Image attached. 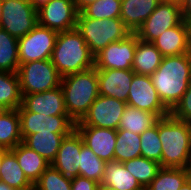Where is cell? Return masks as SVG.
Segmentation results:
<instances>
[{"instance_id": "6da1fadb", "label": "cell", "mask_w": 191, "mask_h": 190, "mask_svg": "<svg viewBox=\"0 0 191 190\" xmlns=\"http://www.w3.org/2000/svg\"><path fill=\"white\" fill-rule=\"evenodd\" d=\"M191 57L188 53L163 57L160 66L150 75L164 106L171 111L187 91Z\"/></svg>"}, {"instance_id": "d590c367", "label": "cell", "mask_w": 191, "mask_h": 190, "mask_svg": "<svg viewBox=\"0 0 191 190\" xmlns=\"http://www.w3.org/2000/svg\"><path fill=\"white\" fill-rule=\"evenodd\" d=\"M34 186L36 190H71V178L50 164Z\"/></svg>"}, {"instance_id": "484cf974", "label": "cell", "mask_w": 191, "mask_h": 190, "mask_svg": "<svg viewBox=\"0 0 191 190\" xmlns=\"http://www.w3.org/2000/svg\"><path fill=\"white\" fill-rule=\"evenodd\" d=\"M161 117L157 113L147 112L127 105L120 120L118 129H125L142 134L146 129L157 124Z\"/></svg>"}, {"instance_id": "30bf717a", "label": "cell", "mask_w": 191, "mask_h": 190, "mask_svg": "<svg viewBox=\"0 0 191 190\" xmlns=\"http://www.w3.org/2000/svg\"><path fill=\"white\" fill-rule=\"evenodd\" d=\"M127 103L114 97L99 95L75 126H94L118 130Z\"/></svg>"}, {"instance_id": "8fae6325", "label": "cell", "mask_w": 191, "mask_h": 190, "mask_svg": "<svg viewBox=\"0 0 191 190\" xmlns=\"http://www.w3.org/2000/svg\"><path fill=\"white\" fill-rule=\"evenodd\" d=\"M78 14L73 0H50L37 9L38 24L58 33L76 28Z\"/></svg>"}, {"instance_id": "3957f363", "label": "cell", "mask_w": 191, "mask_h": 190, "mask_svg": "<svg viewBox=\"0 0 191 190\" xmlns=\"http://www.w3.org/2000/svg\"><path fill=\"white\" fill-rule=\"evenodd\" d=\"M161 167L185 168L191 150V124L171 114L159 120Z\"/></svg>"}, {"instance_id": "2e32d148", "label": "cell", "mask_w": 191, "mask_h": 190, "mask_svg": "<svg viewBox=\"0 0 191 190\" xmlns=\"http://www.w3.org/2000/svg\"><path fill=\"white\" fill-rule=\"evenodd\" d=\"M84 145L105 162L114 161L117 130L94 126H75Z\"/></svg>"}, {"instance_id": "603a6c76", "label": "cell", "mask_w": 191, "mask_h": 190, "mask_svg": "<svg viewBox=\"0 0 191 190\" xmlns=\"http://www.w3.org/2000/svg\"><path fill=\"white\" fill-rule=\"evenodd\" d=\"M101 183L115 190H145L124 164L118 161L105 163Z\"/></svg>"}, {"instance_id": "1f68e13d", "label": "cell", "mask_w": 191, "mask_h": 190, "mask_svg": "<svg viewBox=\"0 0 191 190\" xmlns=\"http://www.w3.org/2000/svg\"><path fill=\"white\" fill-rule=\"evenodd\" d=\"M105 163L90 148L83 145L79 156V176L101 183Z\"/></svg>"}, {"instance_id": "b9f144b4", "label": "cell", "mask_w": 191, "mask_h": 190, "mask_svg": "<svg viewBox=\"0 0 191 190\" xmlns=\"http://www.w3.org/2000/svg\"><path fill=\"white\" fill-rule=\"evenodd\" d=\"M185 170L187 173V180L191 183V150L188 156V162L185 166Z\"/></svg>"}, {"instance_id": "ee69618b", "label": "cell", "mask_w": 191, "mask_h": 190, "mask_svg": "<svg viewBox=\"0 0 191 190\" xmlns=\"http://www.w3.org/2000/svg\"><path fill=\"white\" fill-rule=\"evenodd\" d=\"M179 190H191V183L186 180Z\"/></svg>"}, {"instance_id": "ab89813d", "label": "cell", "mask_w": 191, "mask_h": 190, "mask_svg": "<svg viewBox=\"0 0 191 190\" xmlns=\"http://www.w3.org/2000/svg\"><path fill=\"white\" fill-rule=\"evenodd\" d=\"M75 6L79 12H81L86 6L95 2L96 0H73Z\"/></svg>"}, {"instance_id": "7bdbcfd3", "label": "cell", "mask_w": 191, "mask_h": 190, "mask_svg": "<svg viewBox=\"0 0 191 190\" xmlns=\"http://www.w3.org/2000/svg\"><path fill=\"white\" fill-rule=\"evenodd\" d=\"M33 7L37 10L39 9L42 5L48 3L50 0H28Z\"/></svg>"}, {"instance_id": "7dc6e473", "label": "cell", "mask_w": 191, "mask_h": 190, "mask_svg": "<svg viewBox=\"0 0 191 190\" xmlns=\"http://www.w3.org/2000/svg\"><path fill=\"white\" fill-rule=\"evenodd\" d=\"M187 90H191V68H190V74H189V81H188V88Z\"/></svg>"}, {"instance_id": "8992f818", "label": "cell", "mask_w": 191, "mask_h": 190, "mask_svg": "<svg viewBox=\"0 0 191 190\" xmlns=\"http://www.w3.org/2000/svg\"><path fill=\"white\" fill-rule=\"evenodd\" d=\"M17 76L22 97L57 88L61 85L62 78L51 59L22 63Z\"/></svg>"}, {"instance_id": "f907efd6", "label": "cell", "mask_w": 191, "mask_h": 190, "mask_svg": "<svg viewBox=\"0 0 191 190\" xmlns=\"http://www.w3.org/2000/svg\"><path fill=\"white\" fill-rule=\"evenodd\" d=\"M6 109H4L1 105H0V115L5 111Z\"/></svg>"}, {"instance_id": "60d3db41", "label": "cell", "mask_w": 191, "mask_h": 190, "mask_svg": "<svg viewBox=\"0 0 191 190\" xmlns=\"http://www.w3.org/2000/svg\"><path fill=\"white\" fill-rule=\"evenodd\" d=\"M0 190H36L35 186L25 187V188H12L6 183L0 182Z\"/></svg>"}, {"instance_id": "9c48e42d", "label": "cell", "mask_w": 191, "mask_h": 190, "mask_svg": "<svg viewBox=\"0 0 191 190\" xmlns=\"http://www.w3.org/2000/svg\"><path fill=\"white\" fill-rule=\"evenodd\" d=\"M58 32L37 24L18 38L19 63L51 59Z\"/></svg>"}, {"instance_id": "ffe728a7", "label": "cell", "mask_w": 191, "mask_h": 190, "mask_svg": "<svg viewBox=\"0 0 191 190\" xmlns=\"http://www.w3.org/2000/svg\"><path fill=\"white\" fill-rule=\"evenodd\" d=\"M162 0H121L120 19L131 33H136Z\"/></svg>"}, {"instance_id": "836d02e7", "label": "cell", "mask_w": 191, "mask_h": 190, "mask_svg": "<svg viewBox=\"0 0 191 190\" xmlns=\"http://www.w3.org/2000/svg\"><path fill=\"white\" fill-rule=\"evenodd\" d=\"M141 157L158 162L161 166L162 144L159 139V121L140 134Z\"/></svg>"}, {"instance_id": "681fc988", "label": "cell", "mask_w": 191, "mask_h": 190, "mask_svg": "<svg viewBox=\"0 0 191 190\" xmlns=\"http://www.w3.org/2000/svg\"><path fill=\"white\" fill-rule=\"evenodd\" d=\"M1 162H2V148H0V169H1Z\"/></svg>"}, {"instance_id": "9a60e30c", "label": "cell", "mask_w": 191, "mask_h": 190, "mask_svg": "<svg viewBox=\"0 0 191 190\" xmlns=\"http://www.w3.org/2000/svg\"><path fill=\"white\" fill-rule=\"evenodd\" d=\"M134 74L132 69H97L99 95L127 102Z\"/></svg>"}, {"instance_id": "d4e9b609", "label": "cell", "mask_w": 191, "mask_h": 190, "mask_svg": "<svg viewBox=\"0 0 191 190\" xmlns=\"http://www.w3.org/2000/svg\"><path fill=\"white\" fill-rule=\"evenodd\" d=\"M0 182L12 188H25L34 186L25 176L18 164L16 156L10 149L2 148V162L0 169Z\"/></svg>"}, {"instance_id": "83f0119b", "label": "cell", "mask_w": 191, "mask_h": 190, "mask_svg": "<svg viewBox=\"0 0 191 190\" xmlns=\"http://www.w3.org/2000/svg\"><path fill=\"white\" fill-rule=\"evenodd\" d=\"M22 98L17 73L0 71V105L6 110L18 109Z\"/></svg>"}, {"instance_id": "277c9868", "label": "cell", "mask_w": 191, "mask_h": 190, "mask_svg": "<svg viewBox=\"0 0 191 190\" xmlns=\"http://www.w3.org/2000/svg\"><path fill=\"white\" fill-rule=\"evenodd\" d=\"M60 86L67 114L76 123L84 117L99 96L97 69L94 67L64 76Z\"/></svg>"}, {"instance_id": "ac0fdd59", "label": "cell", "mask_w": 191, "mask_h": 190, "mask_svg": "<svg viewBox=\"0 0 191 190\" xmlns=\"http://www.w3.org/2000/svg\"><path fill=\"white\" fill-rule=\"evenodd\" d=\"M22 106L29 112L47 116L68 115L61 86L40 93L24 95Z\"/></svg>"}, {"instance_id": "5bb4252c", "label": "cell", "mask_w": 191, "mask_h": 190, "mask_svg": "<svg viewBox=\"0 0 191 190\" xmlns=\"http://www.w3.org/2000/svg\"><path fill=\"white\" fill-rule=\"evenodd\" d=\"M126 103L143 111L157 113L161 118L170 114L148 75H133Z\"/></svg>"}, {"instance_id": "c3c4849f", "label": "cell", "mask_w": 191, "mask_h": 190, "mask_svg": "<svg viewBox=\"0 0 191 190\" xmlns=\"http://www.w3.org/2000/svg\"><path fill=\"white\" fill-rule=\"evenodd\" d=\"M2 5H3V1L0 0V19H1V13H2Z\"/></svg>"}, {"instance_id": "4316f807", "label": "cell", "mask_w": 191, "mask_h": 190, "mask_svg": "<svg viewBox=\"0 0 191 190\" xmlns=\"http://www.w3.org/2000/svg\"><path fill=\"white\" fill-rule=\"evenodd\" d=\"M22 141L18 110H5L0 115V148L12 149Z\"/></svg>"}, {"instance_id": "d6986e66", "label": "cell", "mask_w": 191, "mask_h": 190, "mask_svg": "<svg viewBox=\"0 0 191 190\" xmlns=\"http://www.w3.org/2000/svg\"><path fill=\"white\" fill-rule=\"evenodd\" d=\"M190 25L184 20L173 28L165 30L152 43L163 57L188 53Z\"/></svg>"}, {"instance_id": "52a82bcc", "label": "cell", "mask_w": 191, "mask_h": 190, "mask_svg": "<svg viewBox=\"0 0 191 190\" xmlns=\"http://www.w3.org/2000/svg\"><path fill=\"white\" fill-rule=\"evenodd\" d=\"M38 24L37 10L28 0L3 2L0 28L15 38H21Z\"/></svg>"}, {"instance_id": "bcb514c9", "label": "cell", "mask_w": 191, "mask_h": 190, "mask_svg": "<svg viewBox=\"0 0 191 190\" xmlns=\"http://www.w3.org/2000/svg\"><path fill=\"white\" fill-rule=\"evenodd\" d=\"M188 54L191 57V26H190V35H189V51H188Z\"/></svg>"}, {"instance_id": "d6a6232c", "label": "cell", "mask_w": 191, "mask_h": 190, "mask_svg": "<svg viewBox=\"0 0 191 190\" xmlns=\"http://www.w3.org/2000/svg\"><path fill=\"white\" fill-rule=\"evenodd\" d=\"M127 170L138 180L145 189L156 177L160 164L145 157L133 158L123 162Z\"/></svg>"}, {"instance_id": "4dcf8cb0", "label": "cell", "mask_w": 191, "mask_h": 190, "mask_svg": "<svg viewBox=\"0 0 191 190\" xmlns=\"http://www.w3.org/2000/svg\"><path fill=\"white\" fill-rule=\"evenodd\" d=\"M19 65L18 39L0 28V71L17 73Z\"/></svg>"}, {"instance_id": "f1b7e54d", "label": "cell", "mask_w": 191, "mask_h": 190, "mask_svg": "<svg viewBox=\"0 0 191 190\" xmlns=\"http://www.w3.org/2000/svg\"><path fill=\"white\" fill-rule=\"evenodd\" d=\"M140 135L125 129H118L114 151V161L123 163L141 157Z\"/></svg>"}, {"instance_id": "8d00e7d4", "label": "cell", "mask_w": 191, "mask_h": 190, "mask_svg": "<svg viewBox=\"0 0 191 190\" xmlns=\"http://www.w3.org/2000/svg\"><path fill=\"white\" fill-rule=\"evenodd\" d=\"M170 114L185 122L191 124V90H187L179 102L170 111Z\"/></svg>"}, {"instance_id": "74e56055", "label": "cell", "mask_w": 191, "mask_h": 190, "mask_svg": "<svg viewBox=\"0 0 191 190\" xmlns=\"http://www.w3.org/2000/svg\"><path fill=\"white\" fill-rule=\"evenodd\" d=\"M98 184L82 176L71 178V190H96Z\"/></svg>"}, {"instance_id": "7402d4cb", "label": "cell", "mask_w": 191, "mask_h": 190, "mask_svg": "<svg viewBox=\"0 0 191 190\" xmlns=\"http://www.w3.org/2000/svg\"><path fill=\"white\" fill-rule=\"evenodd\" d=\"M69 134L70 133L38 132L36 134L27 135L22 142L51 164L57 156L63 139Z\"/></svg>"}, {"instance_id": "f35d334b", "label": "cell", "mask_w": 191, "mask_h": 190, "mask_svg": "<svg viewBox=\"0 0 191 190\" xmlns=\"http://www.w3.org/2000/svg\"><path fill=\"white\" fill-rule=\"evenodd\" d=\"M183 20L191 26V0H179Z\"/></svg>"}, {"instance_id": "7c38bea8", "label": "cell", "mask_w": 191, "mask_h": 190, "mask_svg": "<svg viewBox=\"0 0 191 190\" xmlns=\"http://www.w3.org/2000/svg\"><path fill=\"white\" fill-rule=\"evenodd\" d=\"M17 110L22 139L38 132L71 133L75 129L76 123L68 115L47 116L29 112L22 105Z\"/></svg>"}, {"instance_id": "f6af8a7d", "label": "cell", "mask_w": 191, "mask_h": 190, "mask_svg": "<svg viewBox=\"0 0 191 190\" xmlns=\"http://www.w3.org/2000/svg\"><path fill=\"white\" fill-rule=\"evenodd\" d=\"M96 190H115V189H113V188H111V187H108V186H105V185L102 184V183H99L98 186H97V188H96Z\"/></svg>"}, {"instance_id": "ba28073f", "label": "cell", "mask_w": 191, "mask_h": 190, "mask_svg": "<svg viewBox=\"0 0 191 190\" xmlns=\"http://www.w3.org/2000/svg\"><path fill=\"white\" fill-rule=\"evenodd\" d=\"M183 21L179 1H161L151 15L137 30L138 39L152 43L165 30L179 25Z\"/></svg>"}, {"instance_id": "f546056e", "label": "cell", "mask_w": 191, "mask_h": 190, "mask_svg": "<svg viewBox=\"0 0 191 190\" xmlns=\"http://www.w3.org/2000/svg\"><path fill=\"white\" fill-rule=\"evenodd\" d=\"M186 180L185 168L161 167L145 190H179Z\"/></svg>"}, {"instance_id": "cb8c5ba5", "label": "cell", "mask_w": 191, "mask_h": 190, "mask_svg": "<svg viewBox=\"0 0 191 190\" xmlns=\"http://www.w3.org/2000/svg\"><path fill=\"white\" fill-rule=\"evenodd\" d=\"M163 56L153 43L137 41L132 70L139 75H152L162 62Z\"/></svg>"}, {"instance_id": "44dd1931", "label": "cell", "mask_w": 191, "mask_h": 190, "mask_svg": "<svg viewBox=\"0 0 191 190\" xmlns=\"http://www.w3.org/2000/svg\"><path fill=\"white\" fill-rule=\"evenodd\" d=\"M10 150L16 156L18 164L24 171L25 176L33 185L39 180L42 173L50 165L46 159L26 146L23 142Z\"/></svg>"}, {"instance_id": "e575fe53", "label": "cell", "mask_w": 191, "mask_h": 190, "mask_svg": "<svg viewBox=\"0 0 191 190\" xmlns=\"http://www.w3.org/2000/svg\"><path fill=\"white\" fill-rule=\"evenodd\" d=\"M81 12L92 19L120 18L121 0H96Z\"/></svg>"}, {"instance_id": "e0dca14e", "label": "cell", "mask_w": 191, "mask_h": 190, "mask_svg": "<svg viewBox=\"0 0 191 190\" xmlns=\"http://www.w3.org/2000/svg\"><path fill=\"white\" fill-rule=\"evenodd\" d=\"M83 145L81 135L74 129L63 139L57 156L51 165L66 177L74 178L79 176V156Z\"/></svg>"}, {"instance_id": "4fadbf2b", "label": "cell", "mask_w": 191, "mask_h": 190, "mask_svg": "<svg viewBox=\"0 0 191 190\" xmlns=\"http://www.w3.org/2000/svg\"><path fill=\"white\" fill-rule=\"evenodd\" d=\"M138 40L136 33H130L124 39L108 44L94 56V67L96 69H132Z\"/></svg>"}, {"instance_id": "7a4b0ae2", "label": "cell", "mask_w": 191, "mask_h": 190, "mask_svg": "<svg viewBox=\"0 0 191 190\" xmlns=\"http://www.w3.org/2000/svg\"><path fill=\"white\" fill-rule=\"evenodd\" d=\"M51 60L61 77L94 68V55L76 28L58 33Z\"/></svg>"}, {"instance_id": "5b68a950", "label": "cell", "mask_w": 191, "mask_h": 190, "mask_svg": "<svg viewBox=\"0 0 191 190\" xmlns=\"http://www.w3.org/2000/svg\"><path fill=\"white\" fill-rule=\"evenodd\" d=\"M76 29L95 56L108 44L124 39L131 32L120 18L92 19L79 12Z\"/></svg>"}]
</instances>
